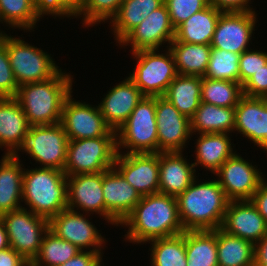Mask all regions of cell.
<instances>
[{
  "label": "cell",
  "instance_id": "1",
  "mask_svg": "<svg viewBox=\"0 0 267 266\" xmlns=\"http://www.w3.org/2000/svg\"><path fill=\"white\" fill-rule=\"evenodd\" d=\"M120 226L128 228L123 235L125 237L123 241L135 245H146L149 241L178 235L185 231L180 220L176 197L162 193L142 196Z\"/></svg>",
  "mask_w": 267,
  "mask_h": 266
},
{
  "label": "cell",
  "instance_id": "2",
  "mask_svg": "<svg viewBox=\"0 0 267 266\" xmlns=\"http://www.w3.org/2000/svg\"><path fill=\"white\" fill-rule=\"evenodd\" d=\"M198 178L176 197L182 227L185 231L221 228L230 200L216 178Z\"/></svg>",
  "mask_w": 267,
  "mask_h": 266
},
{
  "label": "cell",
  "instance_id": "3",
  "mask_svg": "<svg viewBox=\"0 0 267 266\" xmlns=\"http://www.w3.org/2000/svg\"><path fill=\"white\" fill-rule=\"evenodd\" d=\"M73 76L60 69L47 80L19 86L15 99L30 126L60 123L64 102L73 92Z\"/></svg>",
  "mask_w": 267,
  "mask_h": 266
},
{
  "label": "cell",
  "instance_id": "4",
  "mask_svg": "<svg viewBox=\"0 0 267 266\" xmlns=\"http://www.w3.org/2000/svg\"><path fill=\"white\" fill-rule=\"evenodd\" d=\"M23 208L50 220L67 208V176L55 168H25L22 185Z\"/></svg>",
  "mask_w": 267,
  "mask_h": 266
},
{
  "label": "cell",
  "instance_id": "5",
  "mask_svg": "<svg viewBox=\"0 0 267 266\" xmlns=\"http://www.w3.org/2000/svg\"><path fill=\"white\" fill-rule=\"evenodd\" d=\"M9 34L1 31L0 41L7 47L9 63L18 86L47 80L62 68L41 47L25 42L23 36Z\"/></svg>",
  "mask_w": 267,
  "mask_h": 266
},
{
  "label": "cell",
  "instance_id": "6",
  "mask_svg": "<svg viewBox=\"0 0 267 266\" xmlns=\"http://www.w3.org/2000/svg\"><path fill=\"white\" fill-rule=\"evenodd\" d=\"M116 141L119 154L158 153L156 97L141 99L116 131Z\"/></svg>",
  "mask_w": 267,
  "mask_h": 266
},
{
  "label": "cell",
  "instance_id": "7",
  "mask_svg": "<svg viewBox=\"0 0 267 266\" xmlns=\"http://www.w3.org/2000/svg\"><path fill=\"white\" fill-rule=\"evenodd\" d=\"M131 56L136 65L128 77L141 93L148 97L164 96L169 84L178 75L171 50H139Z\"/></svg>",
  "mask_w": 267,
  "mask_h": 266
},
{
  "label": "cell",
  "instance_id": "8",
  "mask_svg": "<svg viewBox=\"0 0 267 266\" xmlns=\"http://www.w3.org/2000/svg\"><path fill=\"white\" fill-rule=\"evenodd\" d=\"M69 139L61 123L30 126L23 142L13 154L20 159V152L39 166L64 171Z\"/></svg>",
  "mask_w": 267,
  "mask_h": 266
},
{
  "label": "cell",
  "instance_id": "9",
  "mask_svg": "<svg viewBox=\"0 0 267 266\" xmlns=\"http://www.w3.org/2000/svg\"><path fill=\"white\" fill-rule=\"evenodd\" d=\"M116 155V136L69 140L64 173L73 176L104 172L113 168Z\"/></svg>",
  "mask_w": 267,
  "mask_h": 266
},
{
  "label": "cell",
  "instance_id": "10",
  "mask_svg": "<svg viewBox=\"0 0 267 266\" xmlns=\"http://www.w3.org/2000/svg\"><path fill=\"white\" fill-rule=\"evenodd\" d=\"M0 217L5 225L10 248L30 264L39 252L44 234L49 230V220L24 208Z\"/></svg>",
  "mask_w": 267,
  "mask_h": 266
},
{
  "label": "cell",
  "instance_id": "11",
  "mask_svg": "<svg viewBox=\"0 0 267 266\" xmlns=\"http://www.w3.org/2000/svg\"><path fill=\"white\" fill-rule=\"evenodd\" d=\"M92 216L66 208L49 220V230L81 251L103 253L108 240L91 222Z\"/></svg>",
  "mask_w": 267,
  "mask_h": 266
},
{
  "label": "cell",
  "instance_id": "12",
  "mask_svg": "<svg viewBox=\"0 0 267 266\" xmlns=\"http://www.w3.org/2000/svg\"><path fill=\"white\" fill-rule=\"evenodd\" d=\"M73 96L72 92L66 98L60 121L69 140L116 136V132L105 122L97 104L76 101Z\"/></svg>",
  "mask_w": 267,
  "mask_h": 266
},
{
  "label": "cell",
  "instance_id": "13",
  "mask_svg": "<svg viewBox=\"0 0 267 266\" xmlns=\"http://www.w3.org/2000/svg\"><path fill=\"white\" fill-rule=\"evenodd\" d=\"M261 171L258 165L244 159L236 151L214 175L230 201H242L251 200L266 178Z\"/></svg>",
  "mask_w": 267,
  "mask_h": 266
},
{
  "label": "cell",
  "instance_id": "14",
  "mask_svg": "<svg viewBox=\"0 0 267 266\" xmlns=\"http://www.w3.org/2000/svg\"><path fill=\"white\" fill-rule=\"evenodd\" d=\"M257 14V11L222 12L210 46L240 55L250 49L254 31L257 30Z\"/></svg>",
  "mask_w": 267,
  "mask_h": 266
},
{
  "label": "cell",
  "instance_id": "15",
  "mask_svg": "<svg viewBox=\"0 0 267 266\" xmlns=\"http://www.w3.org/2000/svg\"><path fill=\"white\" fill-rule=\"evenodd\" d=\"M156 123L158 153L184 152L193 140L190 119L163 96L156 97Z\"/></svg>",
  "mask_w": 267,
  "mask_h": 266
},
{
  "label": "cell",
  "instance_id": "16",
  "mask_svg": "<svg viewBox=\"0 0 267 266\" xmlns=\"http://www.w3.org/2000/svg\"><path fill=\"white\" fill-rule=\"evenodd\" d=\"M174 36L175 29L170 22L167 7L163 4L151 12L117 46L124 49L130 46V53L139 50L163 49L161 46L168 48Z\"/></svg>",
  "mask_w": 267,
  "mask_h": 266
},
{
  "label": "cell",
  "instance_id": "17",
  "mask_svg": "<svg viewBox=\"0 0 267 266\" xmlns=\"http://www.w3.org/2000/svg\"><path fill=\"white\" fill-rule=\"evenodd\" d=\"M105 222L116 227L133 211L141 194L113 167L102 172Z\"/></svg>",
  "mask_w": 267,
  "mask_h": 266
},
{
  "label": "cell",
  "instance_id": "18",
  "mask_svg": "<svg viewBox=\"0 0 267 266\" xmlns=\"http://www.w3.org/2000/svg\"><path fill=\"white\" fill-rule=\"evenodd\" d=\"M113 167L141 196L159 193V153H117Z\"/></svg>",
  "mask_w": 267,
  "mask_h": 266
},
{
  "label": "cell",
  "instance_id": "19",
  "mask_svg": "<svg viewBox=\"0 0 267 266\" xmlns=\"http://www.w3.org/2000/svg\"><path fill=\"white\" fill-rule=\"evenodd\" d=\"M67 208L105 220L102 172L67 176Z\"/></svg>",
  "mask_w": 267,
  "mask_h": 266
},
{
  "label": "cell",
  "instance_id": "20",
  "mask_svg": "<svg viewBox=\"0 0 267 266\" xmlns=\"http://www.w3.org/2000/svg\"><path fill=\"white\" fill-rule=\"evenodd\" d=\"M143 97L139 88L127 76L107 90L98 106L107 125L116 132Z\"/></svg>",
  "mask_w": 267,
  "mask_h": 266
},
{
  "label": "cell",
  "instance_id": "21",
  "mask_svg": "<svg viewBox=\"0 0 267 266\" xmlns=\"http://www.w3.org/2000/svg\"><path fill=\"white\" fill-rule=\"evenodd\" d=\"M221 229L255 244L267 234V223L251 200L230 201Z\"/></svg>",
  "mask_w": 267,
  "mask_h": 266
},
{
  "label": "cell",
  "instance_id": "22",
  "mask_svg": "<svg viewBox=\"0 0 267 266\" xmlns=\"http://www.w3.org/2000/svg\"><path fill=\"white\" fill-rule=\"evenodd\" d=\"M260 147L267 140V98L243 95L235 106L233 134Z\"/></svg>",
  "mask_w": 267,
  "mask_h": 266
},
{
  "label": "cell",
  "instance_id": "23",
  "mask_svg": "<svg viewBox=\"0 0 267 266\" xmlns=\"http://www.w3.org/2000/svg\"><path fill=\"white\" fill-rule=\"evenodd\" d=\"M187 160L184 152L159 153V193L177 197L199 176Z\"/></svg>",
  "mask_w": 267,
  "mask_h": 266
},
{
  "label": "cell",
  "instance_id": "24",
  "mask_svg": "<svg viewBox=\"0 0 267 266\" xmlns=\"http://www.w3.org/2000/svg\"><path fill=\"white\" fill-rule=\"evenodd\" d=\"M196 135L195 141V159L192 162L201 169L210 171L211 176L219 170L220 166L229 159L236 151L235 144L231 143L232 134L227 133H209V134H192ZM231 136V137H230ZM234 149V150H233Z\"/></svg>",
  "mask_w": 267,
  "mask_h": 266
},
{
  "label": "cell",
  "instance_id": "25",
  "mask_svg": "<svg viewBox=\"0 0 267 266\" xmlns=\"http://www.w3.org/2000/svg\"><path fill=\"white\" fill-rule=\"evenodd\" d=\"M30 125L15 98H0V149L13 155L23 142ZM3 148V149H2Z\"/></svg>",
  "mask_w": 267,
  "mask_h": 266
},
{
  "label": "cell",
  "instance_id": "26",
  "mask_svg": "<svg viewBox=\"0 0 267 266\" xmlns=\"http://www.w3.org/2000/svg\"><path fill=\"white\" fill-rule=\"evenodd\" d=\"M0 159V216L23 208V160L13 155Z\"/></svg>",
  "mask_w": 267,
  "mask_h": 266
},
{
  "label": "cell",
  "instance_id": "27",
  "mask_svg": "<svg viewBox=\"0 0 267 266\" xmlns=\"http://www.w3.org/2000/svg\"><path fill=\"white\" fill-rule=\"evenodd\" d=\"M222 11L208 4L175 29L172 42L210 45Z\"/></svg>",
  "mask_w": 267,
  "mask_h": 266
},
{
  "label": "cell",
  "instance_id": "28",
  "mask_svg": "<svg viewBox=\"0 0 267 266\" xmlns=\"http://www.w3.org/2000/svg\"><path fill=\"white\" fill-rule=\"evenodd\" d=\"M163 4L164 0H123L117 14L108 23L116 45Z\"/></svg>",
  "mask_w": 267,
  "mask_h": 266
},
{
  "label": "cell",
  "instance_id": "29",
  "mask_svg": "<svg viewBox=\"0 0 267 266\" xmlns=\"http://www.w3.org/2000/svg\"><path fill=\"white\" fill-rule=\"evenodd\" d=\"M192 134L233 133L235 107H221L201 102L190 118Z\"/></svg>",
  "mask_w": 267,
  "mask_h": 266
},
{
  "label": "cell",
  "instance_id": "30",
  "mask_svg": "<svg viewBox=\"0 0 267 266\" xmlns=\"http://www.w3.org/2000/svg\"><path fill=\"white\" fill-rule=\"evenodd\" d=\"M202 77L178 74L163 96L189 119L201 103Z\"/></svg>",
  "mask_w": 267,
  "mask_h": 266
},
{
  "label": "cell",
  "instance_id": "31",
  "mask_svg": "<svg viewBox=\"0 0 267 266\" xmlns=\"http://www.w3.org/2000/svg\"><path fill=\"white\" fill-rule=\"evenodd\" d=\"M168 48L178 74L204 77L212 50L210 45L171 42Z\"/></svg>",
  "mask_w": 267,
  "mask_h": 266
},
{
  "label": "cell",
  "instance_id": "32",
  "mask_svg": "<svg viewBox=\"0 0 267 266\" xmlns=\"http://www.w3.org/2000/svg\"><path fill=\"white\" fill-rule=\"evenodd\" d=\"M187 266H218L217 229L185 231Z\"/></svg>",
  "mask_w": 267,
  "mask_h": 266
},
{
  "label": "cell",
  "instance_id": "33",
  "mask_svg": "<svg viewBox=\"0 0 267 266\" xmlns=\"http://www.w3.org/2000/svg\"><path fill=\"white\" fill-rule=\"evenodd\" d=\"M42 18L35 0H0V24L8 29L32 32Z\"/></svg>",
  "mask_w": 267,
  "mask_h": 266
},
{
  "label": "cell",
  "instance_id": "34",
  "mask_svg": "<svg viewBox=\"0 0 267 266\" xmlns=\"http://www.w3.org/2000/svg\"><path fill=\"white\" fill-rule=\"evenodd\" d=\"M254 243L217 229L218 266H254Z\"/></svg>",
  "mask_w": 267,
  "mask_h": 266
},
{
  "label": "cell",
  "instance_id": "35",
  "mask_svg": "<svg viewBox=\"0 0 267 266\" xmlns=\"http://www.w3.org/2000/svg\"><path fill=\"white\" fill-rule=\"evenodd\" d=\"M151 246L150 266H187L185 231L181 234L155 239Z\"/></svg>",
  "mask_w": 267,
  "mask_h": 266
},
{
  "label": "cell",
  "instance_id": "36",
  "mask_svg": "<svg viewBox=\"0 0 267 266\" xmlns=\"http://www.w3.org/2000/svg\"><path fill=\"white\" fill-rule=\"evenodd\" d=\"M81 250L74 244L57 237L48 230L41 242L38 254L30 266H59L73 258Z\"/></svg>",
  "mask_w": 267,
  "mask_h": 266
},
{
  "label": "cell",
  "instance_id": "37",
  "mask_svg": "<svg viewBox=\"0 0 267 266\" xmlns=\"http://www.w3.org/2000/svg\"><path fill=\"white\" fill-rule=\"evenodd\" d=\"M242 96V85L238 82L202 77L201 102L221 107H235Z\"/></svg>",
  "mask_w": 267,
  "mask_h": 266
},
{
  "label": "cell",
  "instance_id": "38",
  "mask_svg": "<svg viewBox=\"0 0 267 266\" xmlns=\"http://www.w3.org/2000/svg\"><path fill=\"white\" fill-rule=\"evenodd\" d=\"M239 57L240 54L212 48L204 77L239 83Z\"/></svg>",
  "mask_w": 267,
  "mask_h": 266
},
{
  "label": "cell",
  "instance_id": "39",
  "mask_svg": "<svg viewBox=\"0 0 267 266\" xmlns=\"http://www.w3.org/2000/svg\"><path fill=\"white\" fill-rule=\"evenodd\" d=\"M123 0H83L82 7L76 17L82 18L83 28L109 23L117 14Z\"/></svg>",
  "mask_w": 267,
  "mask_h": 266
},
{
  "label": "cell",
  "instance_id": "40",
  "mask_svg": "<svg viewBox=\"0 0 267 266\" xmlns=\"http://www.w3.org/2000/svg\"><path fill=\"white\" fill-rule=\"evenodd\" d=\"M35 2L44 17L70 18L69 20L77 17L83 4V0H35Z\"/></svg>",
  "mask_w": 267,
  "mask_h": 266
},
{
  "label": "cell",
  "instance_id": "41",
  "mask_svg": "<svg viewBox=\"0 0 267 266\" xmlns=\"http://www.w3.org/2000/svg\"><path fill=\"white\" fill-rule=\"evenodd\" d=\"M164 4L170 16V22L176 29L193 14L204 9L209 4V0H164Z\"/></svg>",
  "mask_w": 267,
  "mask_h": 266
},
{
  "label": "cell",
  "instance_id": "42",
  "mask_svg": "<svg viewBox=\"0 0 267 266\" xmlns=\"http://www.w3.org/2000/svg\"><path fill=\"white\" fill-rule=\"evenodd\" d=\"M266 50H253L243 52L239 57V83L243 85L255 72L267 63Z\"/></svg>",
  "mask_w": 267,
  "mask_h": 266
},
{
  "label": "cell",
  "instance_id": "43",
  "mask_svg": "<svg viewBox=\"0 0 267 266\" xmlns=\"http://www.w3.org/2000/svg\"><path fill=\"white\" fill-rule=\"evenodd\" d=\"M18 88L9 63L7 47L0 41V98H15Z\"/></svg>",
  "mask_w": 267,
  "mask_h": 266
},
{
  "label": "cell",
  "instance_id": "44",
  "mask_svg": "<svg viewBox=\"0 0 267 266\" xmlns=\"http://www.w3.org/2000/svg\"><path fill=\"white\" fill-rule=\"evenodd\" d=\"M242 91L248 97L267 98V63L242 85Z\"/></svg>",
  "mask_w": 267,
  "mask_h": 266
},
{
  "label": "cell",
  "instance_id": "45",
  "mask_svg": "<svg viewBox=\"0 0 267 266\" xmlns=\"http://www.w3.org/2000/svg\"><path fill=\"white\" fill-rule=\"evenodd\" d=\"M252 0H209V4L222 12L256 11L251 7Z\"/></svg>",
  "mask_w": 267,
  "mask_h": 266
},
{
  "label": "cell",
  "instance_id": "46",
  "mask_svg": "<svg viewBox=\"0 0 267 266\" xmlns=\"http://www.w3.org/2000/svg\"><path fill=\"white\" fill-rule=\"evenodd\" d=\"M104 253L95 251H80L73 258L59 266H98Z\"/></svg>",
  "mask_w": 267,
  "mask_h": 266
},
{
  "label": "cell",
  "instance_id": "47",
  "mask_svg": "<svg viewBox=\"0 0 267 266\" xmlns=\"http://www.w3.org/2000/svg\"><path fill=\"white\" fill-rule=\"evenodd\" d=\"M267 178H265L259 188L255 191L251 202L257 207L259 213L267 223Z\"/></svg>",
  "mask_w": 267,
  "mask_h": 266
},
{
  "label": "cell",
  "instance_id": "48",
  "mask_svg": "<svg viewBox=\"0 0 267 266\" xmlns=\"http://www.w3.org/2000/svg\"><path fill=\"white\" fill-rule=\"evenodd\" d=\"M0 266H29V263L9 247L0 251Z\"/></svg>",
  "mask_w": 267,
  "mask_h": 266
},
{
  "label": "cell",
  "instance_id": "49",
  "mask_svg": "<svg viewBox=\"0 0 267 266\" xmlns=\"http://www.w3.org/2000/svg\"><path fill=\"white\" fill-rule=\"evenodd\" d=\"M254 266H267V234L254 244Z\"/></svg>",
  "mask_w": 267,
  "mask_h": 266
},
{
  "label": "cell",
  "instance_id": "50",
  "mask_svg": "<svg viewBox=\"0 0 267 266\" xmlns=\"http://www.w3.org/2000/svg\"><path fill=\"white\" fill-rule=\"evenodd\" d=\"M10 247L8 235L3 220L0 217V251Z\"/></svg>",
  "mask_w": 267,
  "mask_h": 266
},
{
  "label": "cell",
  "instance_id": "51",
  "mask_svg": "<svg viewBox=\"0 0 267 266\" xmlns=\"http://www.w3.org/2000/svg\"><path fill=\"white\" fill-rule=\"evenodd\" d=\"M259 148L260 151L262 149L263 152L267 153V140Z\"/></svg>",
  "mask_w": 267,
  "mask_h": 266
},
{
  "label": "cell",
  "instance_id": "52",
  "mask_svg": "<svg viewBox=\"0 0 267 266\" xmlns=\"http://www.w3.org/2000/svg\"><path fill=\"white\" fill-rule=\"evenodd\" d=\"M106 264H104V262L102 261L98 266H104Z\"/></svg>",
  "mask_w": 267,
  "mask_h": 266
}]
</instances>
